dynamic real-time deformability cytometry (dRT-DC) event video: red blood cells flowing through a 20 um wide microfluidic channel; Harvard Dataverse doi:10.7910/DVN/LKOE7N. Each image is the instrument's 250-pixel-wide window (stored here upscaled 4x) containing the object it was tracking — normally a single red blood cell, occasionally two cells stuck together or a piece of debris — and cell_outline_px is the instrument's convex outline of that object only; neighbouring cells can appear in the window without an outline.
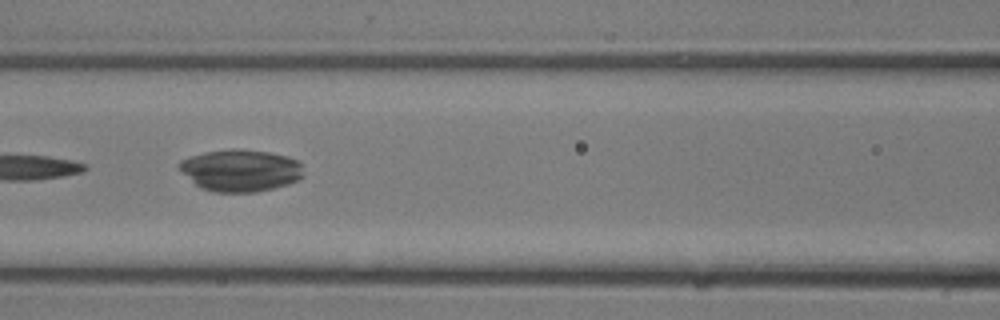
{"species": "common noctule bat (a hibernating species)", "species_latin": "Nyctalus noctula", "temperature_condition": "room temperature", "stored_images_in_passage": 25, "camera_frame_rate_fps": 3000, "um_per_image_px": 0.085, "animal": {"sex": "male", "body_mass_g": 13.3}, "frame": {"image": 1, "passage_image": 11, "time_ms": 3.333, "image_size_px": [1000, 320], "cell_outline_px": [[304, 176], [288, 184], [256, 192], [212, 192], [200, 188], [176, 164], [180, 160], [204, 152], [228, 148], [240, 148], [268, 152], [288, 156], [296, 160], [300, 164]], "centroid_in_image_um": [20.44, 14.47], "position_along_channel_um": 146.2, "area_um2": 30.4}}